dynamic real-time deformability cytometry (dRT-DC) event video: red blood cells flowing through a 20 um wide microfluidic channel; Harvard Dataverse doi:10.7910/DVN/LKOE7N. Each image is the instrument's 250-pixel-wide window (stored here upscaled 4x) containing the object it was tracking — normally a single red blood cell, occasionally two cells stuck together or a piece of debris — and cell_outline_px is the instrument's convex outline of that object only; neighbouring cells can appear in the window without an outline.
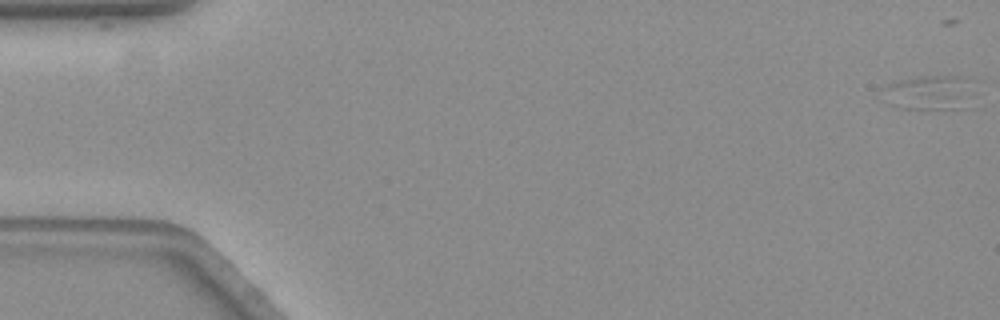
{"species": "common noctule bat (a hibernating species)", "species_latin": "Nyctalus noctula", "temperature_condition": "warm", "stored_images_in_passage": 18, "segment_of_instrument_passage": [1, 2], "camera_frame_rate_fps": 3000, "um_per_image_px": 0.085, "animal": {"sex": "female", "body_mass_g": 19.3, "forearm_length_mm": 54.1}, "frame": {"image": 1, "passage_image": 1, "time_ms": 0.0, "image_size_px": [1000, 320], "cell_outline_px": [[964, 108], [900, 108], [876, 100], [880, 88], [896, 80], [916, 76], [964, 76]], "centroid_in_image_um": [78.59, 7.86], "position_along_channel_um": 6.4, "area_um2": 17.92}}
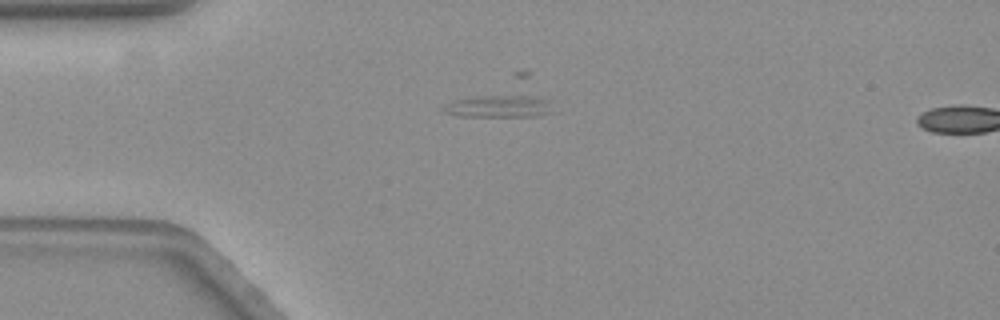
{"frame": {"image": 2, "passage_image": 16, "time_ms": 5.0, "image_size_px": [1000, 320], "cell_outline_px": [[552, 112], [532, 116], [460, 116], [444, 112], [440, 108], [456, 100], [476, 96], [516, 92], [528, 92], [552, 100]], "centroid_in_image_um": [42.56, 8.96], "position_along_channel_um": 42.4, "area_um2": 15.2}}